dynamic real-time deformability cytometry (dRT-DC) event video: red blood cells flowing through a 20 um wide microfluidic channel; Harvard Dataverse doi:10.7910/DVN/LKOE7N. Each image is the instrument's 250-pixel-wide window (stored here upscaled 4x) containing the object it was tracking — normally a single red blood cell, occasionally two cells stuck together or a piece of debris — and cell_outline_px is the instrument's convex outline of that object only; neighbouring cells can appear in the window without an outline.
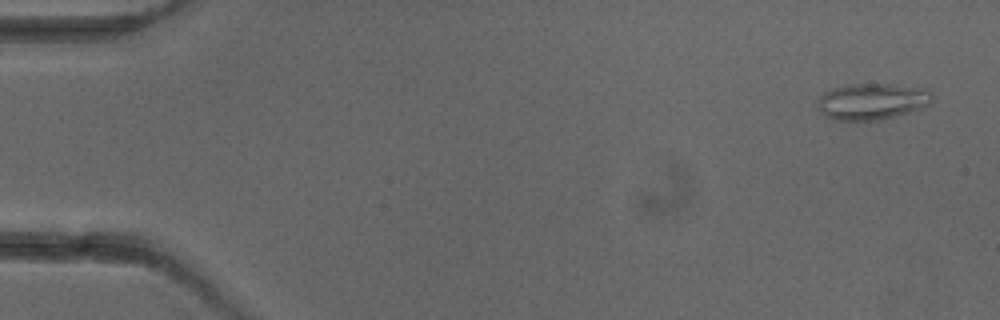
{"species": "common noctule bat (a hibernating species)", "species_latin": "Nyctalus noctula", "temperature_condition": "cold", "stored_images_in_passage": 7, "camera_frame_rate_fps": 3000, "um_per_image_px": 0.085, "animal": {"sex": "female"}, "frame": {"image": 1, "passage_image": 1, "time_ms": 0.0, "image_size_px": [1000, 320], "cell_outline_px": [[932, 100], [924, 108], [876, 120], [836, 120], [824, 116], [816, 104], [820, 96], [824, 92], [832, 88], [848, 84], [892, 84], [920, 88], [928, 92], [932, 96]], "centroid_in_image_um": [74.06, 8.62], "position_along_channel_um": 10.9, "area_um2": 24.04}}
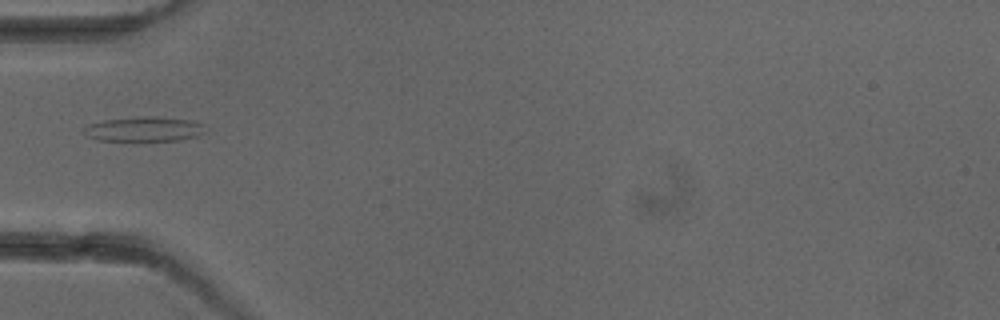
{"frame": {"image": 2, "passage_image": 5, "time_ms": 5.0, "image_size_px": [1000, 320], "cell_outline_px": [[208, 132], [196, 136], [180, 140], [96, 140], [88, 136], [80, 128], [104, 120], [144, 116], [156, 116], [188, 120], [204, 124]], "centroid_in_image_um": [12.29, 10.97], "position_along_channel_um": 72.7, "area_um2": 17.4}}
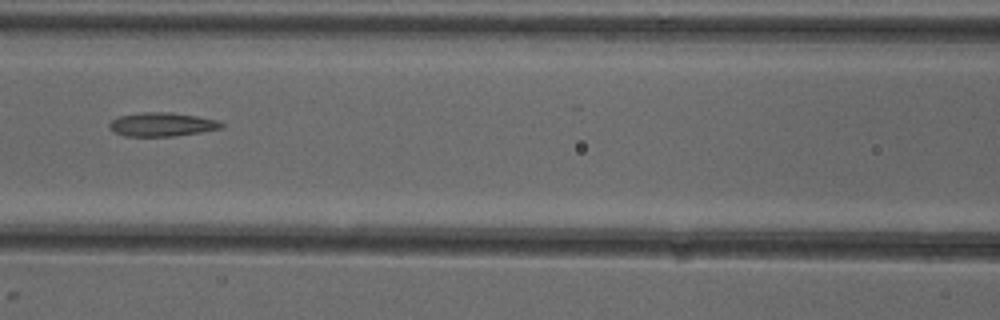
{"frame": {"image": 3, "passage_image": 7, "time_ms": 7.0, "image_size_px": [1000, 320], "cell_outline_px": [[224, 128], [200, 132], [172, 136], [124, 136], [112, 132], [108, 124], [112, 120], [120, 116], [144, 112], [172, 112], [220, 120], [224, 124]], "centroid_in_image_um": [13.79, 10.58], "position_along_channel_um": 152.8, "area_um2": 15.61}}